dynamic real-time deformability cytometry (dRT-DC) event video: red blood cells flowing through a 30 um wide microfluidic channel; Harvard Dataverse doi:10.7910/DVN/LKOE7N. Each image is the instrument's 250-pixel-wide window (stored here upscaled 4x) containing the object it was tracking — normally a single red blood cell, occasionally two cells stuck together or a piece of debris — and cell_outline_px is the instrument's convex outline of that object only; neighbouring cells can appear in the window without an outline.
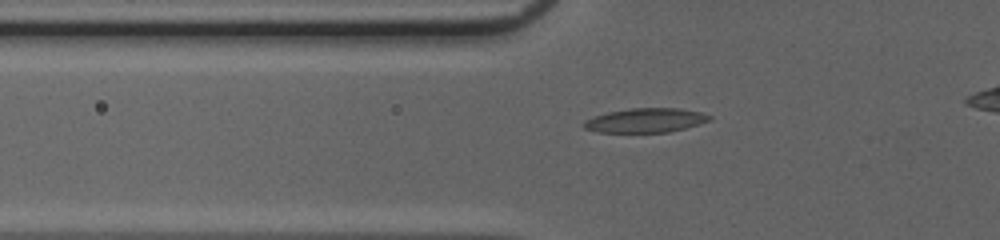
{"species": "common noctule bat (a hibernating species)", "species_latin": "Nyctalus noctula", "temperature_condition": "cold", "stored_images_in_passage": 46, "camera_frame_rate_fps": 3000, "um_per_image_px": 0.085, "animal": {"sex": "female", "body_mass_g": 20.0, "forearm_length_mm": 54.0}, "frame": {"image": 1, "passage_image": 15, "time_ms": 4.667, "image_size_px": [1000, 240], "cell_outline_px": [[712, 120], [700, 124], [668, 132], [596, 132], [584, 128], [584, 120], [592, 116], [608, 112], [632, 108], [680, 108], [700, 112], [712, 116]], "centroid_in_image_um": [54.88, 10.22], "position_along_channel_um": 70.9, "area_um2": 17.8}}
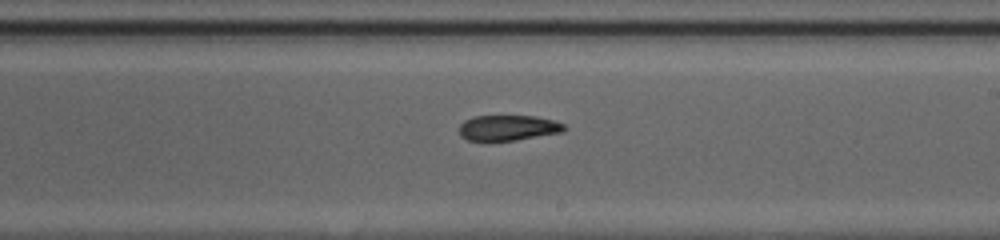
{"frame": {"image": 2, "passage_image": 28, "time_ms": 9.0, "image_size_px": [1000, 240], "cell_outline_px": [[568, 128], [564, 132], [516, 140], [488, 144], [468, 140], [460, 136], [460, 124], [464, 120], [472, 116], [536, 116], [552, 120], [564, 124]], "centroid_in_image_um": [43.15, 10.91], "position_along_channel_um": 245.9, "area_um2": 16.3}}
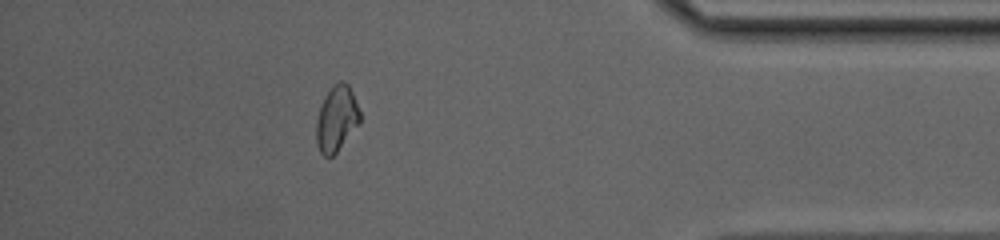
{"frame": {"image": 3, "passage_image": 42, "time_ms": 13.667, "image_size_px": [1000, 240], "cell_outline_px": [[360, 124], [336, 152], [332, 156], [324, 156], [320, 152], [316, 144], [316, 120], [324, 96], [332, 84], [340, 80], [344, 80], [348, 84], [352, 92], [360, 112]], "centroid_in_image_um": [28.6, 10.06], "position_along_channel_um": 406.6, "area_um2": 16.82}}